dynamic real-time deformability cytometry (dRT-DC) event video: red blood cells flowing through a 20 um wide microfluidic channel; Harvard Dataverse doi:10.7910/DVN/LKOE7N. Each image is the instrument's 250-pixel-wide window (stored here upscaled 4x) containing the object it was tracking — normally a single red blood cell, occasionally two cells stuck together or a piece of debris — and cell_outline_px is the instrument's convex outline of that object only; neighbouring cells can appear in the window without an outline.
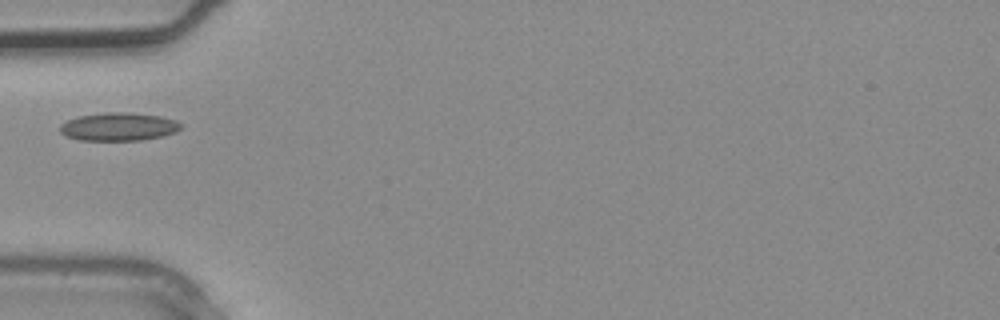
{"species": "common noctule bat (a hibernating species)", "species_latin": "Nyctalus noctula", "temperature_condition": "warm", "stored_images_in_passage": 1, "camera_frame_rate_fps": 3000, "um_per_image_px": 0.085, "animal": {"sex": "male", "body_mass_g": 20.4}, "frame": {"image": 1, "passage_image": 1, "time_ms": 0.0, "image_size_px": [1000, 320], "cell_outline_px": [[180, 128], [176, 132], [164, 136], [140, 140], [80, 140], [64, 136], [60, 132], [60, 124], [68, 120], [80, 116], [108, 112], [124, 112], [160, 116], [176, 120], [180, 124]], "centroid_in_image_um": [10.07, 10.78], "position_along_channel_um": 74.9, "area_um2": 19.71}}